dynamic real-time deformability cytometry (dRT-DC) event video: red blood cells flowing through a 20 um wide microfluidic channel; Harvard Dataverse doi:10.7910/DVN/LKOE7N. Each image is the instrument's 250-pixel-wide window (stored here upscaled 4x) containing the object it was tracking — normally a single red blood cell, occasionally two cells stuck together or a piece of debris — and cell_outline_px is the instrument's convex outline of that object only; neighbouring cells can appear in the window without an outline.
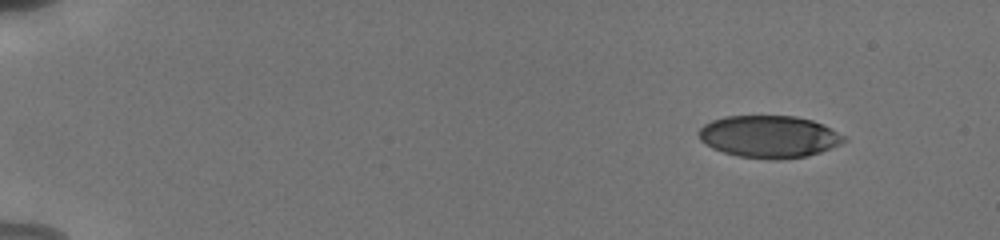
{"species": "human", "species_latin": "Homo sapiens", "temperature_condition": "cold", "stored_images_in_passage": 50, "camera_frame_rate_fps": 3000, "um_per_image_px": 0.085, "donor": {"sex": "male"}, "frame": {"image": 1, "passage_image": 1, "time_ms": 0.0, "image_size_px": [1000, 240], "cell_outline_px": [[848, 140], [840, 144], [820, 152], [808, 156], [740, 156], [724, 152], [712, 148], [704, 144], [700, 140], [700, 128], [704, 124], [712, 120], [724, 116], [796, 116], [812, 120], [824, 124], [848, 136]], "centroid_in_image_um": [65.41, 11.56], "position_along_channel_um": 19.6, "area_um2": 34.91}}
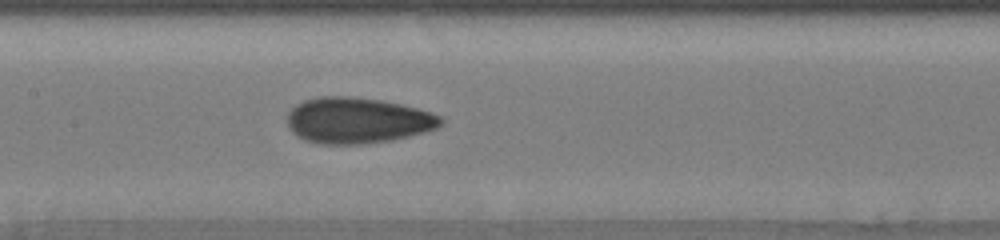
{"frame": {"image": 2, "passage_image": 24, "time_ms": 7.667, "image_size_px": [1000, 240], "cell_outline_px": [[444, 124], [436, 128], [424, 132], [392, 140], [360, 144], [320, 144], [304, 140], [296, 136], [288, 128], [288, 112], [296, 104], [304, 100], [320, 96], [352, 96], [380, 100], [400, 104], [432, 112], [440, 116], [444, 120]], "centroid_in_image_um": [30.37, 10.24], "position_along_channel_um": 177.0, "area_um2": 41.27}}
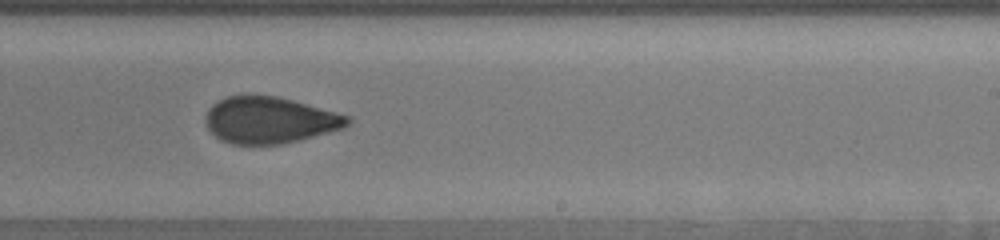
{"frame": {"image": 3, "passage_image": 31, "time_ms": 10.0, "image_size_px": [1000, 240], "cell_outline_px": [[352, 124], [344, 128], [300, 140], [284, 144], [232, 144], [220, 140], [208, 128], [204, 120], [208, 108], [212, 104], [228, 96], [276, 96], [292, 100], [352, 116]], "centroid_in_image_um": [22.96, 10.22], "position_along_channel_um": 266.0, "area_um2": 38.55}, "authors_computed_cell_mechanics": {"area_um2": 38.4081, "velocity_mm_per_s": 3.8411, "shape_relaxation_time_tau1_ms": 7.7199, "shape_relaxation_time_tau2_ms": 1.5035, "deformation_change_tau1": 0.1923, "deformation_change_tau2": 0.0733}}